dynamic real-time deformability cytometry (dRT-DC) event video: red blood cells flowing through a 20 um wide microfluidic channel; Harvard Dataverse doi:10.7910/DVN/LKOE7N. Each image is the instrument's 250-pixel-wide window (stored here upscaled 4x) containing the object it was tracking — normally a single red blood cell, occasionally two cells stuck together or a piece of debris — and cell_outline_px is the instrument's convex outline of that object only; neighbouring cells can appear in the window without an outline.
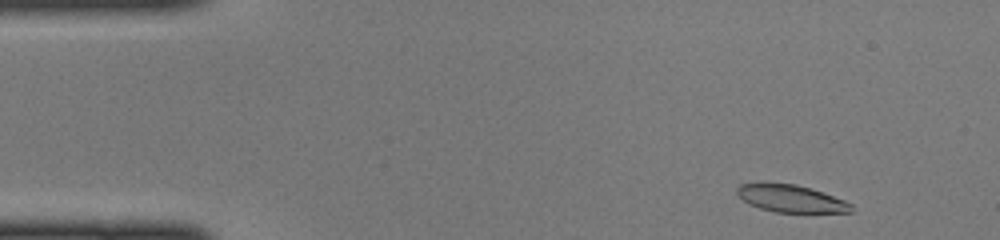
{"species": "common noctule bat (a hibernating species)", "species_latin": "Nyctalus noctula", "temperature_condition": "cold", "stored_images_in_passage": 44, "camera_frame_rate_fps": 3000, "um_per_image_px": 0.085, "animal": {"sex": "female", "body_mass_g": 22.0, "forearm_length_mm": 56.7}, "frame": {"image": 1, "passage_image": 2, "time_ms": 0.333, "image_size_px": [1000, 240], "cell_outline_px": [[852, 212], [776, 212], [760, 208], [748, 204], [736, 192], [736, 188], [740, 184], [760, 180], [796, 184], [812, 188], [844, 200], [852, 204]], "centroid_in_image_um": [67.16, 16.83], "position_along_channel_um": 17.8, "area_um2": 18.67}}
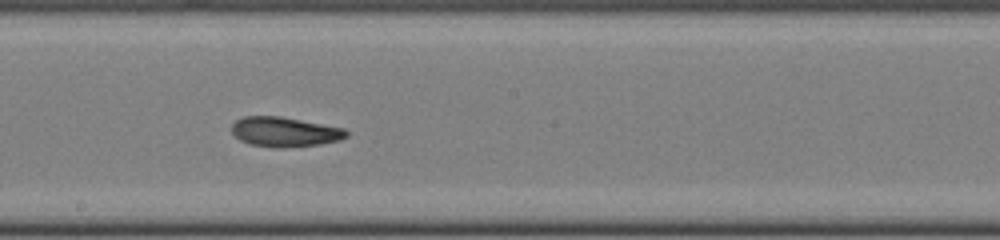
{"frame": {"image": 2, "passage_image": 23, "time_ms": 7.333, "image_size_px": [1000, 240], "cell_outline_px": [[348, 136], [340, 140], [320, 144], [280, 148], [276, 148], [248, 144], [240, 140], [232, 132], [232, 124], [236, 120], [244, 116], [280, 116], [344, 128], [348, 132]], "centroid_in_image_um": [24.19, 11.21], "position_along_channel_um": 224.0, "area_um2": 19.88}}
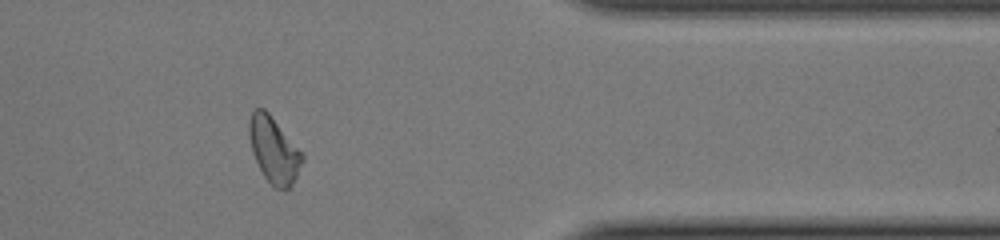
{"frame": {"image": 3, "passage_image": 36, "time_ms": 11.667, "image_size_px": [1000, 240], "cell_outline_px": [[304, 160], [292, 184], [288, 188], [276, 188], [264, 176], [252, 152], [248, 136], [248, 120], [252, 112], [256, 108], [264, 108], [268, 112], [304, 156]], "centroid_in_image_um": [23.24, 12.72], "position_along_channel_um": 388.2, "area_um2": 19.94}}